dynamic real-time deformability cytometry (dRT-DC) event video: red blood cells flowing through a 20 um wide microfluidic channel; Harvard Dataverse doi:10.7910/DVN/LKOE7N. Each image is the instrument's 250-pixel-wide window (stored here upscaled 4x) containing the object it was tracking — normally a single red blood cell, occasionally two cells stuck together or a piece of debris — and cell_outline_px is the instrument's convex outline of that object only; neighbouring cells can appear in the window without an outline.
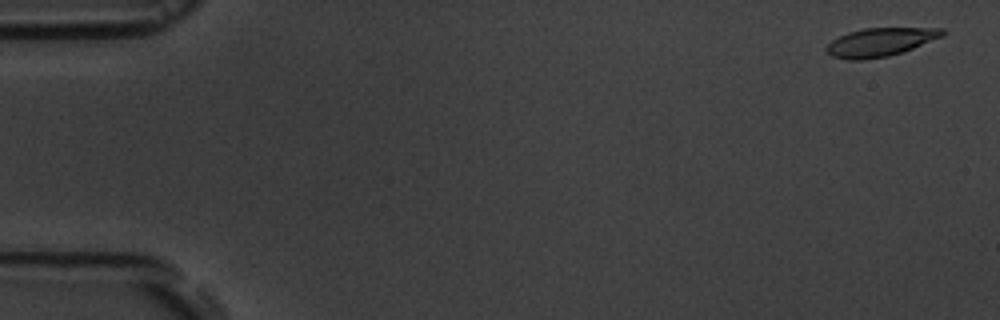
{"species": "common noctule bat (a hibernating species)", "species_latin": "Nyctalus noctula", "temperature_condition": "room temperature", "stored_images_in_passage": 7, "camera_frame_rate_fps": 3000, "um_per_image_px": 0.085, "animal": {"sex": "male", "body_mass_g": 19.5, "forearm_length_mm": 54.6}, "frame": {"image": 1, "passage_image": 1, "time_ms": 0.0, "image_size_px": [1000, 320], "cell_outline_px": [[948, 32], [944, 36], [912, 48], [888, 56], [860, 60], [848, 60], [832, 56], [824, 48], [832, 40], [848, 32], [864, 28], [944, 28]], "centroid_in_image_um": [74.84, 3.57], "position_along_channel_um": 10.2, "area_um2": 19.13}}
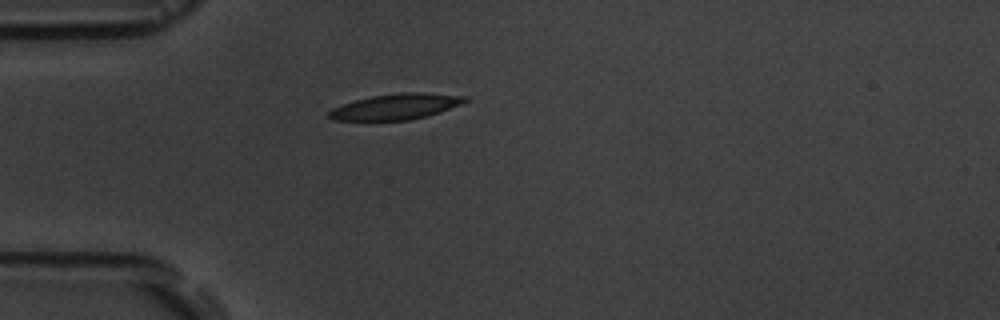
{"frame": {"image": 2, "passage_image": 5, "time_ms": 4.667, "image_size_px": [1000, 320], "cell_outline_px": [[468, 100], [460, 104], [440, 112], [428, 116], [412, 120], [332, 120], [328, 116], [328, 112], [332, 108], [356, 100], [372, 96], [400, 92], [420, 92], [468, 96]], "centroid_in_image_um": [33.67, 9.06], "position_along_channel_um": 51.3, "area_um2": 20.35}}
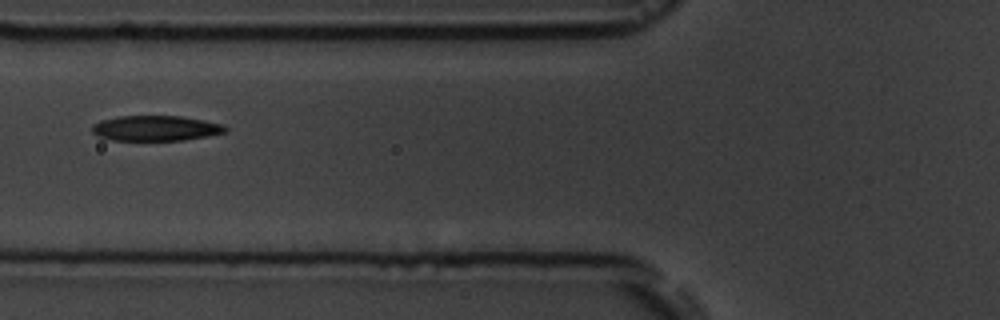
{"frame": {"image": 3, "passage_image": 7, "time_ms": 6.667, "image_size_px": [1000, 320], "cell_outline_px": [[228, 132], [208, 136], [184, 140], [112, 140], [96, 136], [92, 132], [92, 124], [100, 120], [120, 116], [180, 116], [204, 120], [224, 124], [228, 128]], "centroid_in_image_um": [13.25, 10.9], "position_along_channel_um": 112.6, "area_um2": 19.83}}